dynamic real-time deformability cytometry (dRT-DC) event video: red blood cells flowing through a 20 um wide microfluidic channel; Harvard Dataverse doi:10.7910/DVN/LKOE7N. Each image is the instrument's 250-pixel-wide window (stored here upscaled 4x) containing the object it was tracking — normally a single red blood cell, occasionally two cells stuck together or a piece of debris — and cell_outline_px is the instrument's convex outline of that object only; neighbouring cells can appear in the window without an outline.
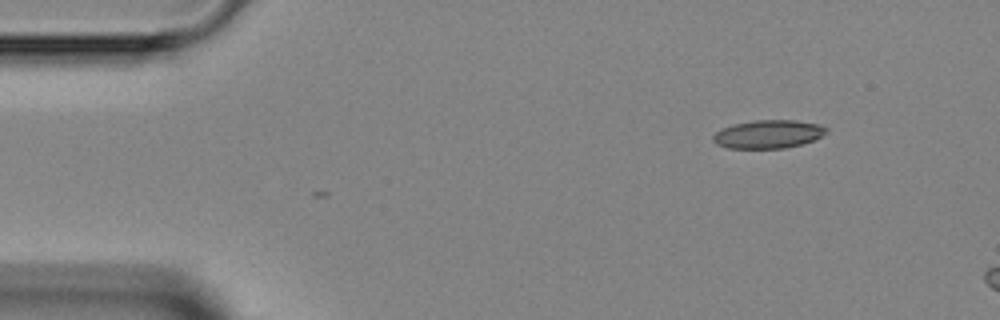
{"species": "Egyptian fruit bat (a non-hibernating species)", "species_latin": "Rousettus aegyptiacus", "temperature_condition": "room temperature", "stored_images_in_passage": 3, "camera_frame_rate_fps": 3000, "um_per_image_px": 0.085, "animal": {"sex": "female"}, "frame": {"image": 1, "passage_image": 3, "time_ms": 2.333, "image_size_px": [1000, 320], "cell_outline_px": [[828, 132], [812, 140], [800, 144], [784, 148], [728, 148], [716, 144], [712, 140], [712, 136], [720, 128], [732, 124], [752, 120], [796, 120], [820, 124], [828, 128]], "centroid_in_image_um": [65.27, 11.39], "position_along_channel_um": 19.7, "area_um2": 18.79}}